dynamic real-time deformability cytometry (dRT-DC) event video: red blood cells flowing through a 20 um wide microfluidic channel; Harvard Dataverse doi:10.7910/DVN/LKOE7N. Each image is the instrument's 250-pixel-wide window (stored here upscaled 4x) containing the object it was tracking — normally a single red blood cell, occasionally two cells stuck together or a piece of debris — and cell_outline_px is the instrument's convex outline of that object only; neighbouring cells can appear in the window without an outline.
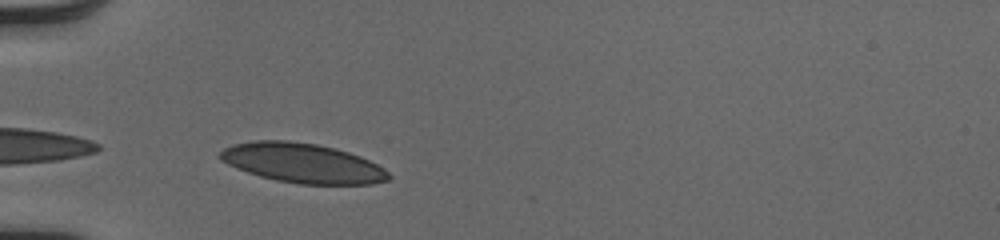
{"species": "human", "species_latin": "Homo sapiens", "temperature_condition": "cold", "stored_images_in_passage": 32, "camera_frame_rate_fps": 3000, "um_per_image_px": 0.085, "donor": {"sex": "male"}, "frame": {"image": 1, "passage_image": 1, "time_ms": 0.0, "image_size_px": [1000, 240], "cell_outline_px": [[392, 176], [388, 180], [372, 184], [300, 184], [276, 180], [260, 176], [236, 168], [220, 160], [216, 156], [224, 148], [232, 144], [252, 140], [288, 140], [316, 144], [336, 148], [360, 156], [384, 168]], "centroid_in_image_um": [25.69, 13.85], "position_along_channel_um": 59.3, "area_um2": 39.02}}
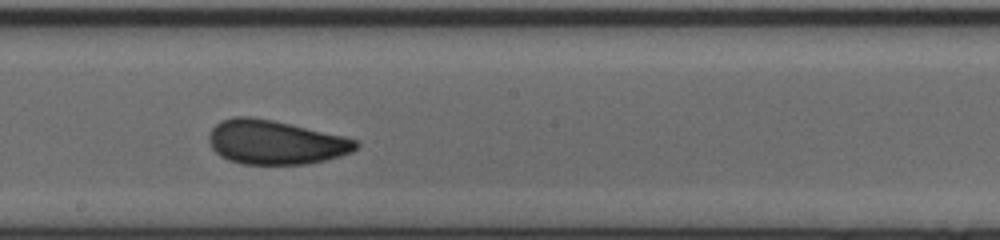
{"frame": {"image": 2, "passage_image": 14, "time_ms": 4.333, "image_size_px": [1000, 240], "cell_outline_px": [[360, 144], [352, 152], [340, 156], [308, 164], [240, 164], [228, 160], [220, 156], [212, 148], [208, 140], [208, 132], [220, 120], [232, 116], [252, 116], [272, 120], [344, 136], [356, 140]], "centroid_in_image_um": [23.36, 12.09], "position_along_channel_um": 224.8, "area_um2": 37.97}}
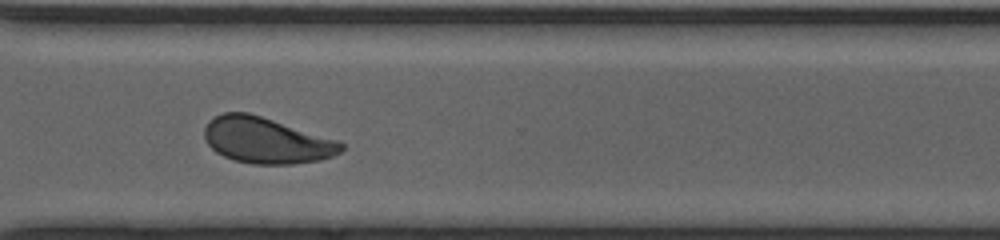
{"frame": {"image": 3, "passage_image": 23, "time_ms": 7.333, "image_size_px": [1000, 240], "cell_outline_px": [[344, 148], [340, 152], [332, 156], [320, 160], [292, 164], [252, 164], [232, 160], [216, 152], [208, 144], [204, 136], [204, 128], [208, 120], [224, 112], [248, 112], [336, 140], [344, 144]], "centroid_in_image_um": [22.6, 11.94], "position_along_channel_um": 348.0, "area_um2": 36.41}, "authors_computed_cell_mechanics": {"area_um2": 37.5122, "velocity_mm_per_s": 4.0837, "shape_relaxation_time_tau1_ms": 4.3207, "shape_relaxation_time_tau2_ms": 0.8183, "deformation_change_tau1": 0.1233, "deformation_change_tau2": 0.0543}}